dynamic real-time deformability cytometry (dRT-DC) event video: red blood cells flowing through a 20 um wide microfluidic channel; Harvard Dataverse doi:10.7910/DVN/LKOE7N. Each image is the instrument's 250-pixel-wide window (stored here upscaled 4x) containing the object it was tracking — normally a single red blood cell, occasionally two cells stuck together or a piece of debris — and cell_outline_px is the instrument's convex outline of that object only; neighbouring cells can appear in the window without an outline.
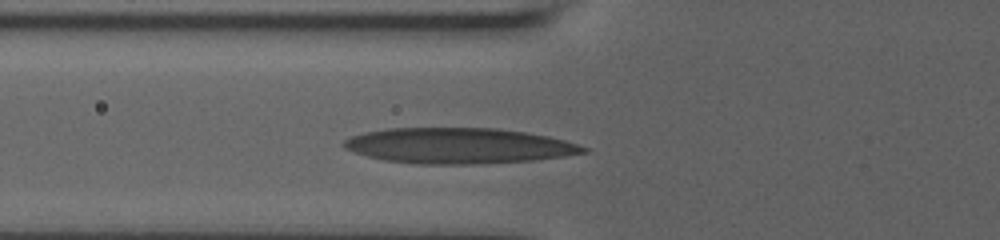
{"species": "human", "species_latin": "Homo sapiens", "temperature_condition": "room temperature", "stored_images_in_passage": 20, "camera_frame_rate_fps": 3000, "um_per_image_px": 0.085, "donor": {"sex": "male"}, "frame": {"image": 1, "passage_image": 4, "time_ms": 1.667, "image_size_px": [1000, 240], "cell_outline_px": [[588, 152], [564, 156], [532, 160], [480, 164], [416, 164], [384, 160], [368, 156], [344, 148], [340, 144], [348, 136], [364, 132], [388, 128], [496, 128], [524, 132], [548, 136], [564, 140], [588, 148]], "centroid_in_image_um": [38.94, 12.39], "position_along_channel_um": 86.9, "area_um2": 49.77}}
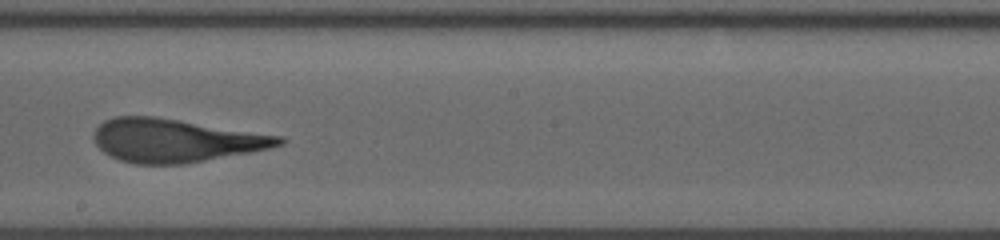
{"frame": {"image": 2, "passage_image": 11, "time_ms": 5.667, "image_size_px": [1000, 240], "cell_outline_px": [[284, 144], [268, 148], [248, 152], [184, 164], [136, 164], [120, 160], [104, 152], [96, 144], [92, 136], [96, 128], [104, 120], [116, 116], [156, 116], [280, 136], [284, 140]], "centroid_in_image_um": [14.85, 11.93], "position_along_channel_um": 233.4, "area_um2": 46.24}}
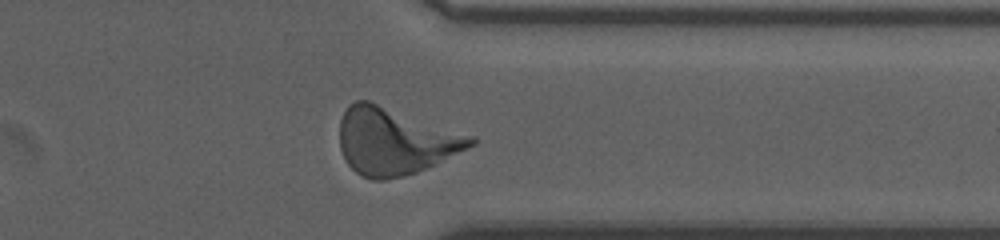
{"frame": {"image": 3, "passage_image": 18, "time_ms": 9.667, "image_size_px": [1000, 240], "cell_outline_px": [[476, 144], [468, 148], [416, 172], [404, 176], [384, 180], [372, 180], [356, 172], [348, 164], [340, 148], [340, 120], [348, 104], [356, 100], [368, 100], [476, 136]], "centroid_in_image_um": [33.57, 11.98], "position_along_channel_um": 377.8, "area_um2": 50.92}, "authors_computed_cell_mechanics": {"area_um2": 46.5868, "velocity_mm_per_s": 3.639, "shape_relaxation_time_tau1_ms": 6.7694, "shape_relaxation_time_tau2_ms": 1.2996, "deformation_change_tau1": 0.2668, "deformation_change_tau2": 0.1181}}